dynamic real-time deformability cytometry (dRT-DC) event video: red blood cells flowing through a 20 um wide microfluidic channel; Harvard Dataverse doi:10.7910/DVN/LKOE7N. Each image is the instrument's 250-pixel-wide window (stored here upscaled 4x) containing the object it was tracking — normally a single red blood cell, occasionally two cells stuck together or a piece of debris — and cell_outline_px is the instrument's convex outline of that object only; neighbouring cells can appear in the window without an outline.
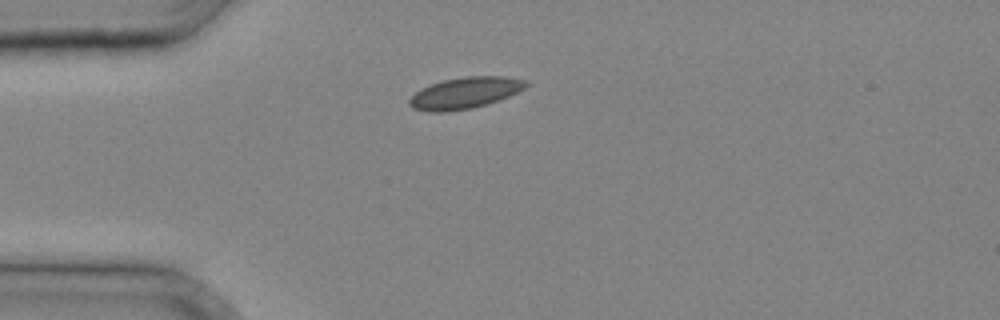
{"species": "common noctule bat (a hibernating species)", "species_latin": "Nyctalus noctula", "temperature_condition": "cold", "stored_images_in_passage": 25, "camera_frame_rate_fps": 3000, "um_per_image_px": 0.085, "animal": {"sex": "male", "body_mass_g": 20.4}, "frame": {"image": 1, "passage_image": 1, "time_ms": 0.0, "image_size_px": [1000, 320], "cell_outline_px": [[528, 84], [524, 88], [500, 100], [488, 104], [472, 108], [448, 112], [428, 112], [412, 108], [408, 104], [408, 100], [416, 92], [432, 84], [444, 80], [464, 76], [504, 76], [528, 80]], "centroid_in_image_um": [39.53, 7.91], "position_along_channel_um": 45.5, "area_um2": 21.33}}
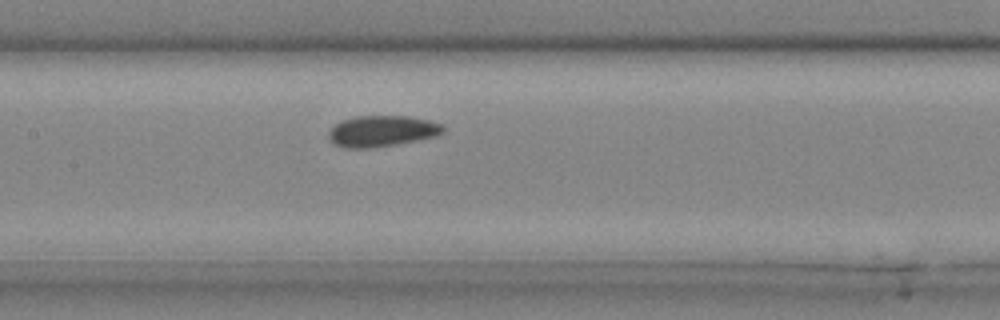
{"frame": {"image": 2, "passage_image": 9, "time_ms": 2.667, "image_size_px": [1000, 320], "cell_outline_px": [[444, 132], [436, 136], [396, 144], [372, 148], [344, 148], [336, 144], [328, 136], [328, 132], [336, 124], [344, 120], [356, 116], [408, 116], [428, 120], [440, 124], [444, 128]], "centroid_in_image_um": [32.47, 11.14], "position_along_channel_um": 174.9, "area_um2": 20.46}}
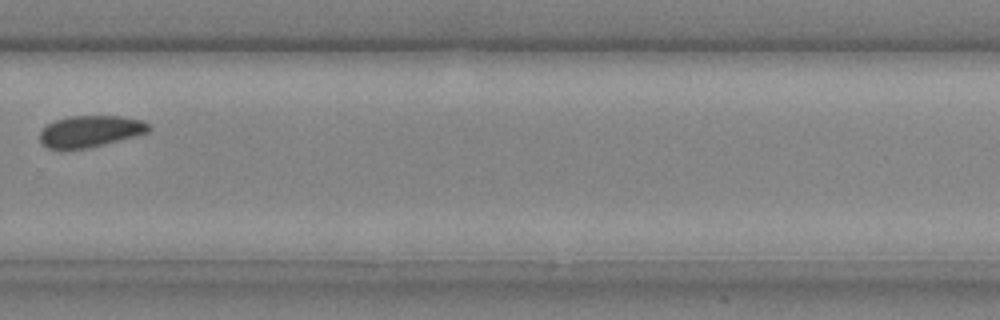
{"frame": {"image": 3, "passage_image": 17, "time_ms": 5.333, "image_size_px": [1000, 320], "cell_outline_px": [[152, 128], [148, 132], [104, 144], [88, 148], [60, 152], [48, 148], [40, 144], [40, 132], [48, 124], [56, 120], [68, 116], [120, 116], [144, 120]], "centroid_in_image_um": [7.62, 11.19], "position_along_channel_um": 322.2, "area_um2": 20.4}}